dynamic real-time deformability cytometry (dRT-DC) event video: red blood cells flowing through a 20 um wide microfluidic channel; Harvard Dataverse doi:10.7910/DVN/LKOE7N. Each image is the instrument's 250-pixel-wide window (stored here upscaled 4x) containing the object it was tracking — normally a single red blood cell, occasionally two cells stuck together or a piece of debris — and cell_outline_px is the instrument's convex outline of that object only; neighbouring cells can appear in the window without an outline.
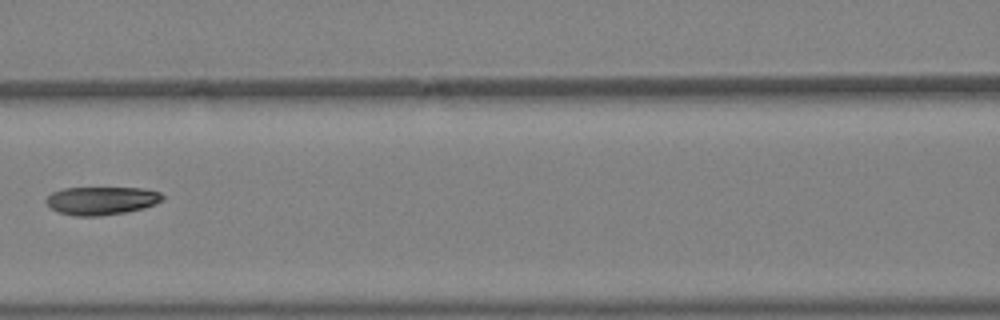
{"species": "Egyptian fruit bat (a non-hibernating species)", "species_latin": "Rousettus aegyptiacus", "temperature_condition": "warm", "stored_images_in_passage": 4, "camera_frame_rate_fps": 3000, "um_per_image_px": 0.085, "animal": {"sex": "female"}, "frame": {"image": 1, "passage_image": 4, "time_ms": 1.0, "image_size_px": [1000, 320], "cell_outline_px": [[164, 200], [156, 204], [144, 208], [124, 212], [100, 216], [72, 216], [60, 212], [52, 208], [44, 200], [52, 192], [64, 188], [144, 188], [160, 192], [164, 196]], "centroid_in_image_um": [8.66, 17.05], "position_along_channel_um": 157.9, "area_um2": 19.13}}